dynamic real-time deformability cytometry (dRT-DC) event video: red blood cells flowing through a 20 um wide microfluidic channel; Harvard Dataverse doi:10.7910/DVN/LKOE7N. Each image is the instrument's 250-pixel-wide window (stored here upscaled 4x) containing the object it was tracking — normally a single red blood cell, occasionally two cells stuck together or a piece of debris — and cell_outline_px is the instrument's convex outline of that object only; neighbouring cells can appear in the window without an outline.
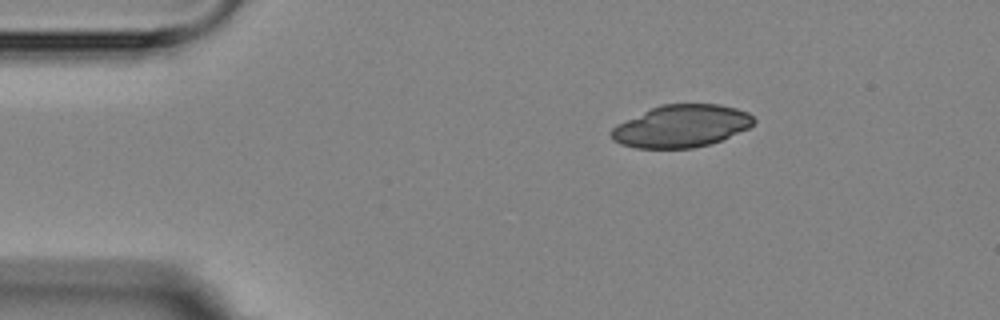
{"species": "Egyptian fruit bat (a non-hibernating species)", "species_latin": "Rousettus aegyptiacus", "temperature_condition": "room temperature", "stored_images_in_passage": 3, "camera_frame_rate_fps": 3000, "um_per_image_px": 0.085, "animal": {"sex": "female"}, "frame": {"image": 1, "passage_image": 1, "time_ms": 0.0, "image_size_px": [1000, 320], "cell_outline_px": [[756, 120], [748, 128], [720, 140], [708, 144], [692, 148], [636, 148], [620, 144], [612, 140], [608, 132], [616, 124], [660, 104], [720, 104], [736, 108], [748, 112]], "centroid_in_image_um": [57.87, 10.71], "position_along_channel_um": 27.1, "area_um2": 35.14}}